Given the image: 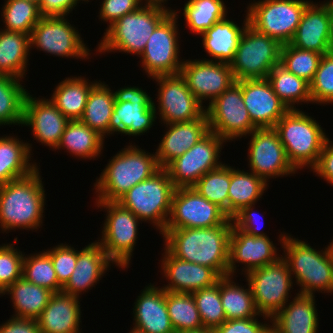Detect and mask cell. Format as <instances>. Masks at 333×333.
Wrapping results in <instances>:
<instances>
[{"label": "cell", "instance_id": "6da1fadb", "mask_svg": "<svg viewBox=\"0 0 333 333\" xmlns=\"http://www.w3.org/2000/svg\"><path fill=\"white\" fill-rule=\"evenodd\" d=\"M232 225L212 228L164 230V247L176 258L212 268L220 277L228 275L229 238Z\"/></svg>", "mask_w": 333, "mask_h": 333}, {"label": "cell", "instance_id": "7a4b0ae2", "mask_svg": "<svg viewBox=\"0 0 333 333\" xmlns=\"http://www.w3.org/2000/svg\"><path fill=\"white\" fill-rule=\"evenodd\" d=\"M39 169L26 177L0 185L2 232L16 229L33 231L42 227L46 194Z\"/></svg>", "mask_w": 333, "mask_h": 333}, {"label": "cell", "instance_id": "3957f363", "mask_svg": "<svg viewBox=\"0 0 333 333\" xmlns=\"http://www.w3.org/2000/svg\"><path fill=\"white\" fill-rule=\"evenodd\" d=\"M278 236V242L284 249V256L281 257L300 287L298 294L315 296V293L321 292L332 295L333 259L328 246L319 251L288 233L281 232Z\"/></svg>", "mask_w": 333, "mask_h": 333}, {"label": "cell", "instance_id": "277c9868", "mask_svg": "<svg viewBox=\"0 0 333 333\" xmlns=\"http://www.w3.org/2000/svg\"><path fill=\"white\" fill-rule=\"evenodd\" d=\"M111 159L94 184L96 201H118L129 189L156 173L160 166L155 153L132 143Z\"/></svg>", "mask_w": 333, "mask_h": 333}, {"label": "cell", "instance_id": "5b68a950", "mask_svg": "<svg viewBox=\"0 0 333 333\" xmlns=\"http://www.w3.org/2000/svg\"><path fill=\"white\" fill-rule=\"evenodd\" d=\"M172 11L169 7L143 4L137 11L124 15L106 28L96 52L119 51L139 57L156 27Z\"/></svg>", "mask_w": 333, "mask_h": 333}, {"label": "cell", "instance_id": "8992f818", "mask_svg": "<svg viewBox=\"0 0 333 333\" xmlns=\"http://www.w3.org/2000/svg\"><path fill=\"white\" fill-rule=\"evenodd\" d=\"M274 129L286 150L291 165L298 171L313 168L328 139L321 125L300 109L288 110Z\"/></svg>", "mask_w": 333, "mask_h": 333}, {"label": "cell", "instance_id": "52a82bcc", "mask_svg": "<svg viewBox=\"0 0 333 333\" xmlns=\"http://www.w3.org/2000/svg\"><path fill=\"white\" fill-rule=\"evenodd\" d=\"M175 186L165 168L129 189L117 202L162 234L167 225Z\"/></svg>", "mask_w": 333, "mask_h": 333}, {"label": "cell", "instance_id": "ba28073f", "mask_svg": "<svg viewBox=\"0 0 333 333\" xmlns=\"http://www.w3.org/2000/svg\"><path fill=\"white\" fill-rule=\"evenodd\" d=\"M96 207L104 209L106 218L101 239L97 240L114 265L129 268L131 256L138 239V224L141 220L117 201H96ZM102 207V208H101Z\"/></svg>", "mask_w": 333, "mask_h": 333}, {"label": "cell", "instance_id": "9c48e42d", "mask_svg": "<svg viewBox=\"0 0 333 333\" xmlns=\"http://www.w3.org/2000/svg\"><path fill=\"white\" fill-rule=\"evenodd\" d=\"M282 44L246 26L230 67L235 81L267 78L280 63Z\"/></svg>", "mask_w": 333, "mask_h": 333}, {"label": "cell", "instance_id": "30bf717a", "mask_svg": "<svg viewBox=\"0 0 333 333\" xmlns=\"http://www.w3.org/2000/svg\"><path fill=\"white\" fill-rule=\"evenodd\" d=\"M311 0H258L247 5L248 23L258 32L289 43Z\"/></svg>", "mask_w": 333, "mask_h": 333}, {"label": "cell", "instance_id": "8fae6325", "mask_svg": "<svg viewBox=\"0 0 333 333\" xmlns=\"http://www.w3.org/2000/svg\"><path fill=\"white\" fill-rule=\"evenodd\" d=\"M113 93L115 104L108 126V136L118 132L136 137L149 132L158 117L152 97L138 86H124L113 90Z\"/></svg>", "mask_w": 333, "mask_h": 333}, {"label": "cell", "instance_id": "7c38bea8", "mask_svg": "<svg viewBox=\"0 0 333 333\" xmlns=\"http://www.w3.org/2000/svg\"><path fill=\"white\" fill-rule=\"evenodd\" d=\"M175 9L156 27L139 56L141 66L151 79L180 74L183 61L179 58L178 14Z\"/></svg>", "mask_w": 333, "mask_h": 333}, {"label": "cell", "instance_id": "4fadbf2b", "mask_svg": "<svg viewBox=\"0 0 333 333\" xmlns=\"http://www.w3.org/2000/svg\"><path fill=\"white\" fill-rule=\"evenodd\" d=\"M205 107L209 130L226 142L247 137L257 127L245 107L242 80L234 82L219 97Z\"/></svg>", "mask_w": 333, "mask_h": 333}, {"label": "cell", "instance_id": "5bb4252c", "mask_svg": "<svg viewBox=\"0 0 333 333\" xmlns=\"http://www.w3.org/2000/svg\"><path fill=\"white\" fill-rule=\"evenodd\" d=\"M245 277L261 315L272 318L291 298L294 279L282 257L275 263L249 271Z\"/></svg>", "mask_w": 333, "mask_h": 333}, {"label": "cell", "instance_id": "9a60e30c", "mask_svg": "<svg viewBox=\"0 0 333 333\" xmlns=\"http://www.w3.org/2000/svg\"><path fill=\"white\" fill-rule=\"evenodd\" d=\"M220 225H233L223 209L201 196L193 187L175 189L165 230Z\"/></svg>", "mask_w": 333, "mask_h": 333}, {"label": "cell", "instance_id": "2e32d148", "mask_svg": "<svg viewBox=\"0 0 333 333\" xmlns=\"http://www.w3.org/2000/svg\"><path fill=\"white\" fill-rule=\"evenodd\" d=\"M225 140L209 131L182 156L170 162L166 171L175 188H190L207 172L220 167L219 161Z\"/></svg>", "mask_w": 333, "mask_h": 333}, {"label": "cell", "instance_id": "e0dca14e", "mask_svg": "<svg viewBox=\"0 0 333 333\" xmlns=\"http://www.w3.org/2000/svg\"><path fill=\"white\" fill-rule=\"evenodd\" d=\"M65 17H41L29 35L30 50L62 58L89 59V47Z\"/></svg>", "mask_w": 333, "mask_h": 333}, {"label": "cell", "instance_id": "ac0fdd59", "mask_svg": "<svg viewBox=\"0 0 333 333\" xmlns=\"http://www.w3.org/2000/svg\"><path fill=\"white\" fill-rule=\"evenodd\" d=\"M158 106L154 104L159 122L165 124L180 123L200 118L205 113V107L195 97L180 75L157 76ZM158 108H157V107ZM158 110V112H157Z\"/></svg>", "mask_w": 333, "mask_h": 333}, {"label": "cell", "instance_id": "d6986e66", "mask_svg": "<svg viewBox=\"0 0 333 333\" xmlns=\"http://www.w3.org/2000/svg\"><path fill=\"white\" fill-rule=\"evenodd\" d=\"M248 148V171L269 182L270 178L284 177L298 172L289 162L286 150L274 128H256Z\"/></svg>", "mask_w": 333, "mask_h": 333}, {"label": "cell", "instance_id": "ffe728a7", "mask_svg": "<svg viewBox=\"0 0 333 333\" xmlns=\"http://www.w3.org/2000/svg\"><path fill=\"white\" fill-rule=\"evenodd\" d=\"M182 60L180 75L202 105L206 100L210 104L236 82L228 63L204 59Z\"/></svg>", "mask_w": 333, "mask_h": 333}, {"label": "cell", "instance_id": "44dd1931", "mask_svg": "<svg viewBox=\"0 0 333 333\" xmlns=\"http://www.w3.org/2000/svg\"><path fill=\"white\" fill-rule=\"evenodd\" d=\"M321 3L306 6L290 45L322 55L333 51V15L329 2Z\"/></svg>", "mask_w": 333, "mask_h": 333}, {"label": "cell", "instance_id": "7402d4cb", "mask_svg": "<svg viewBox=\"0 0 333 333\" xmlns=\"http://www.w3.org/2000/svg\"><path fill=\"white\" fill-rule=\"evenodd\" d=\"M276 248L269 236L255 237L241 231L233 224L229 238L228 275L236 274L238 267L236 263L244 265L245 268L243 267L241 271L244 275L256 268L275 263L281 258Z\"/></svg>", "mask_w": 333, "mask_h": 333}, {"label": "cell", "instance_id": "603a6c76", "mask_svg": "<svg viewBox=\"0 0 333 333\" xmlns=\"http://www.w3.org/2000/svg\"><path fill=\"white\" fill-rule=\"evenodd\" d=\"M68 121L50 99L36 98L27 93L24 100L22 125L32 129L31 135L36 141L55 151Z\"/></svg>", "mask_w": 333, "mask_h": 333}, {"label": "cell", "instance_id": "cb8c5ba5", "mask_svg": "<svg viewBox=\"0 0 333 333\" xmlns=\"http://www.w3.org/2000/svg\"><path fill=\"white\" fill-rule=\"evenodd\" d=\"M164 251L160 267L161 274L168 280V284L162 287L166 291L193 293L213 286L220 278L210 267L176 258L166 248Z\"/></svg>", "mask_w": 333, "mask_h": 333}, {"label": "cell", "instance_id": "d4e9b609", "mask_svg": "<svg viewBox=\"0 0 333 333\" xmlns=\"http://www.w3.org/2000/svg\"><path fill=\"white\" fill-rule=\"evenodd\" d=\"M242 94L250 119L257 128H274L289 110L267 78L242 80Z\"/></svg>", "mask_w": 333, "mask_h": 333}, {"label": "cell", "instance_id": "484cf974", "mask_svg": "<svg viewBox=\"0 0 333 333\" xmlns=\"http://www.w3.org/2000/svg\"><path fill=\"white\" fill-rule=\"evenodd\" d=\"M111 263L114 264L96 240L77 250L75 269L62 287V292L79 298L82 292L91 290L99 283L109 267L111 269Z\"/></svg>", "mask_w": 333, "mask_h": 333}, {"label": "cell", "instance_id": "4316f807", "mask_svg": "<svg viewBox=\"0 0 333 333\" xmlns=\"http://www.w3.org/2000/svg\"><path fill=\"white\" fill-rule=\"evenodd\" d=\"M165 126L167 131L155 152L160 168L182 156L210 131L206 113L198 119Z\"/></svg>", "mask_w": 333, "mask_h": 333}, {"label": "cell", "instance_id": "83f0119b", "mask_svg": "<svg viewBox=\"0 0 333 333\" xmlns=\"http://www.w3.org/2000/svg\"><path fill=\"white\" fill-rule=\"evenodd\" d=\"M158 287L150 283L141 290L132 308L133 326L145 333H175L166 306V290Z\"/></svg>", "mask_w": 333, "mask_h": 333}, {"label": "cell", "instance_id": "f1b7e54d", "mask_svg": "<svg viewBox=\"0 0 333 333\" xmlns=\"http://www.w3.org/2000/svg\"><path fill=\"white\" fill-rule=\"evenodd\" d=\"M315 296L296 293L270 320L273 333H317L319 315Z\"/></svg>", "mask_w": 333, "mask_h": 333}, {"label": "cell", "instance_id": "f546056e", "mask_svg": "<svg viewBox=\"0 0 333 333\" xmlns=\"http://www.w3.org/2000/svg\"><path fill=\"white\" fill-rule=\"evenodd\" d=\"M80 298L54 293L37 319L40 333H81Z\"/></svg>", "mask_w": 333, "mask_h": 333}, {"label": "cell", "instance_id": "4dcf8cb0", "mask_svg": "<svg viewBox=\"0 0 333 333\" xmlns=\"http://www.w3.org/2000/svg\"><path fill=\"white\" fill-rule=\"evenodd\" d=\"M245 16L242 26L226 17L200 34L205 52L212 57L211 59L204 58V60L228 64L234 60L239 40L249 24L247 13Z\"/></svg>", "mask_w": 333, "mask_h": 333}, {"label": "cell", "instance_id": "1f68e13d", "mask_svg": "<svg viewBox=\"0 0 333 333\" xmlns=\"http://www.w3.org/2000/svg\"><path fill=\"white\" fill-rule=\"evenodd\" d=\"M31 146L15 135L0 136V185L26 177L38 169L36 162H30Z\"/></svg>", "mask_w": 333, "mask_h": 333}, {"label": "cell", "instance_id": "d6a6232c", "mask_svg": "<svg viewBox=\"0 0 333 333\" xmlns=\"http://www.w3.org/2000/svg\"><path fill=\"white\" fill-rule=\"evenodd\" d=\"M98 82L96 80L91 82L84 76H78V78L75 76L66 77L55 87L50 100L68 120H80L83 116L90 90Z\"/></svg>", "mask_w": 333, "mask_h": 333}, {"label": "cell", "instance_id": "836d02e7", "mask_svg": "<svg viewBox=\"0 0 333 333\" xmlns=\"http://www.w3.org/2000/svg\"><path fill=\"white\" fill-rule=\"evenodd\" d=\"M29 56L28 34L0 30V76L25 78Z\"/></svg>", "mask_w": 333, "mask_h": 333}, {"label": "cell", "instance_id": "e575fe53", "mask_svg": "<svg viewBox=\"0 0 333 333\" xmlns=\"http://www.w3.org/2000/svg\"><path fill=\"white\" fill-rule=\"evenodd\" d=\"M5 294L12 300L13 317L37 320L54 292L21 277L6 289Z\"/></svg>", "mask_w": 333, "mask_h": 333}, {"label": "cell", "instance_id": "d590c367", "mask_svg": "<svg viewBox=\"0 0 333 333\" xmlns=\"http://www.w3.org/2000/svg\"><path fill=\"white\" fill-rule=\"evenodd\" d=\"M104 141L103 136L86 126L81 120H69L55 150L66 149L70 156L91 160L100 157Z\"/></svg>", "mask_w": 333, "mask_h": 333}, {"label": "cell", "instance_id": "8d00e7d4", "mask_svg": "<svg viewBox=\"0 0 333 333\" xmlns=\"http://www.w3.org/2000/svg\"><path fill=\"white\" fill-rule=\"evenodd\" d=\"M246 282L248 283L247 288L235 283L232 275L220 277V297L226 320L248 319L263 316V320L269 322L271 318L261 315L258 312L251 286L247 280Z\"/></svg>", "mask_w": 333, "mask_h": 333}, {"label": "cell", "instance_id": "74e56055", "mask_svg": "<svg viewBox=\"0 0 333 333\" xmlns=\"http://www.w3.org/2000/svg\"><path fill=\"white\" fill-rule=\"evenodd\" d=\"M246 171L231 166V182L228 190L230 218L243 207L255 205L269 187V183L263 178Z\"/></svg>", "mask_w": 333, "mask_h": 333}, {"label": "cell", "instance_id": "f35d334b", "mask_svg": "<svg viewBox=\"0 0 333 333\" xmlns=\"http://www.w3.org/2000/svg\"><path fill=\"white\" fill-rule=\"evenodd\" d=\"M115 104L114 93L108 84L99 82L90 90L85 110L80 119L86 126L107 137L108 126ZM107 134V135H106Z\"/></svg>", "mask_w": 333, "mask_h": 333}, {"label": "cell", "instance_id": "ab89813d", "mask_svg": "<svg viewBox=\"0 0 333 333\" xmlns=\"http://www.w3.org/2000/svg\"><path fill=\"white\" fill-rule=\"evenodd\" d=\"M273 91L289 110L298 109L295 104L312 103L310 84L290 73L280 63L272 68L267 77Z\"/></svg>", "mask_w": 333, "mask_h": 333}, {"label": "cell", "instance_id": "60d3db41", "mask_svg": "<svg viewBox=\"0 0 333 333\" xmlns=\"http://www.w3.org/2000/svg\"><path fill=\"white\" fill-rule=\"evenodd\" d=\"M183 8L186 27L196 35L225 19L228 13L223 0H188Z\"/></svg>", "mask_w": 333, "mask_h": 333}, {"label": "cell", "instance_id": "b9f144b4", "mask_svg": "<svg viewBox=\"0 0 333 333\" xmlns=\"http://www.w3.org/2000/svg\"><path fill=\"white\" fill-rule=\"evenodd\" d=\"M21 79L0 76V126L23 124L24 100L28 93Z\"/></svg>", "mask_w": 333, "mask_h": 333}, {"label": "cell", "instance_id": "7bdbcfd3", "mask_svg": "<svg viewBox=\"0 0 333 333\" xmlns=\"http://www.w3.org/2000/svg\"><path fill=\"white\" fill-rule=\"evenodd\" d=\"M166 306L175 332L204 329L191 293L166 291Z\"/></svg>", "mask_w": 333, "mask_h": 333}, {"label": "cell", "instance_id": "ee69618b", "mask_svg": "<svg viewBox=\"0 0 333 333\" xmlns=\"http://www.w3.org/2000/svg\"><path fill=\"white\" fill-rule=\"evenodd\" d=\"M230 182L231 166L224 163L204 174L193 188L208 201L218 205L229 216Z\"/></svg>", "mask_w": 333, "mask_h": 333}, {"label": "cell", "instance_id": "f6af8a7d", "mask_svg": "<svg viewBox=\"0 0 333 333\" xmlns=\"http://www.w3.org/2000/svg\"><path fill=\"white\" fill-rule=\"evenodd\" d=\"M1 10L4 30L28 35L42 17L38 5L26 0H5Z\"/></svg>", "mask_w": 333, "mask_h": 333}, {"label": "cell", "instance_id": "bcb514c9", "mask_svg": "<svg viewBox=\"0 0 333 333\" xmlns=\"http://www.w3.org/2000/svg\"><path fill=\"white\" fill-rule=\"evenodd\" d=\"M22 277L54 293L62 291L63 286L57 280L51 257L44 250L37 254L24 255Z\"/></svg>", "mask_w": 333, "mask_h": 333}, {"label": "cell", "instance_id": "7dc6e473", "mask_svg": "<svg viewBox=\"0 0 333 333\" xmlns=\"http://www.w3.org/2000/svg\"><path fill=\"white\" fill-rule=\"evenodd\" d=\"M321 57L322 54L318 52L300 49L287 43L282 45L280 64L290 73L310 84L315 76Z\"/></svg>", "mask_w": 333, "mask_h": 333}, {"label": "cell", "instance_id": "c3c4849f", "mask_svg": "<svg viewBox=\"0 0 333 333\" xmlns=\"http://www.w3.org/2000/svg\"><path fill=\"white\" fill-rule=\"evenodd\" d=\"M191 294L205 329L214 330L226 321L220 297V278L213 286L197 290Z\"/></svg>", "mask_w": 333, "mask_h": 333}, {"label": "cell", "instance_id": "681fc988", "mask_svg": "<svg viewBox=\"0 0 333 333\" xmlns=\"http://www.w3.org/2000/svg\"><path fill=\"white\" fill-rule=\"evenodd\" d=\"M313 103L324 106L333 103V51L321 57L315 76L310 83Z\"/></svg>", "mask_w": 333, "mask_h": 333}, {"label": "cell", "instance_id": "f907efd6", "mask_svg": "<svg viewBox=\"0 0 333 333\" xmlns=\"http://www.w3.org/2000/svg\"><path fill=\"white\" fill-rule=\"evenodd\" d=\"M25 253L15 249L13 243L0 245V295H5L6 289L22 277V265Z\"/></svg>", "mask_w": 333, "mask_h": 333}, {"label": "cell", "instance_id": "816d5d0a", "mask_svg": "<svg viewBox=\"0 0 333 333\" xmlns=\"http://www.w3.org/2000/svg\"><path fill=\"white\" fill-rule=\"evenodd\" d=\"M46 252L51 257L58 282L64 286L75 269L77 250L71 245L60 243Z\"/></svg>", "mask_w": 333, "mask_h": 333}, {"label": "cell", "instance_id": "f5cc1de1", "mask_svg": "<svg viewBox=\"0 0 333 333\" xmlns=\"http://www.w3.org/2000/svg\"><path fill=\"white\" fill-rule=\"evenodd\" d=\"M143 4L142 0H103L98 17L107 24L109 22L110 27L124 15L137 11Z\"/></svg>", "mask_w": 333, "mask_h": 333}, {"label": "cell", "instance_id": "db71d44e", "mask_svg": "<svg viewBox=\"0 0 333 333\" xmlns=\"http://www.w3.org/2000/svg\"><path fill=\"white\" fill-rule=\"evenodd\" d=\"M259 316L248 319L226 320L213 330L214 333H270L271 324L258 321Z\"/></svg>", "mask_w": 333, "mask_h": 333}, {"label": "cell", "instance_id": "11a10c76", "mask_svg": "<svg viewBox=\"0 0 333 333\" xmlns=\"http://www.w3.org/2000/svg\"><path fill=\"white\" fill-rule=\"evenodd\" d=\"M254 206L255 205H249L243 207L231 218L232 222L237 228L245 233H248L249 235H253L255 237H266L268 235L263 231H260L261 227H258L256 224H254V222H258L260 218V215L257 213V211H254Z\"/></svg>", "mask_w": 333, "mask_h": 333}, {"label": "cell", "instance_id": "9f6ffc18", "mask_svg": "<svg viewBox=\"0 0 333 333\" xmlns=\"http://www.w3.org/2000/svg\"><path fill=\"white\" fill-rule=\"evenodd\" d=\"M333 186V142L325 141L316 165L310 169Z\"/></svg>", "mask_w": 333, "mask_h": 333}, {"label": "cell", "instance_id": "6f0895ef", "mask_svg": "<svg viewBox=\"0 0 333 333\" xmlns=\"http://www.w3.org/2000/svg\"><path fill=\"white\" fill-rule=\"evenodd\" d=\"M84 0H41L38 8L42 17H67Z\"/></svg>", "mask_w": 333, "mask_h": 333}, {"label": "cell", "instance_id": "680465c9", "mask_svg": "<svg viewBox=\"0 0 333 333\" xmlns=\"http://www.w3.org/2000/svg\"><path fill=\"white\" fill-rule=\"evenodd\" d=\"M0 333H40L37 320L11 316L0 324Z\"/></svg>", "mask_w": 333, "mask_h": 333}, {"label": "cell", "instance_id": "91938a15", "mask_svg": "<svg viewBox=\"0 0 333 333\" xmlns=\"http://www.w3.org/2000/svg\"><path fill=\"white\" fill-rule=\"evenodd\" d=\"M144 4H150V5H159L162 7H166L164 4H167L168 0H142Z\"/></svg>", "mask_w": 333, "mask_h": 333}, {"label": "cell", "instance_id": "94428289", "mask_svg": "<svg viewBox=\"0 0 333 333\" xmlns=\"http://www.w3.org/2000/svg\"><path fill=\"white\" fill-rule=\"evenodd\" d=\"M175 333H214L211 329H200V330H191V331H180Z\"/></svg>", "mask_w": 333, "mask_h": 333}, {"label": "cell", "instance_id": "6125c7cd", "mask_svg": "<svg viewBox=\"0 0 333 333\" xmlns=\"http://www.w3.org/2000/svg\"><path fill=\"white\" fill-rule=\"evenodd\" d=\"M129 333H145L144 331H142L141 329L133 326V328L130 330Z\"/></svg>", "mask_w": 333, "mask_h": 333}, {"label": "cell", "instance_id": "be15d7a7", "mask_svg": "<svg viewBox=\"0 0 333 333\" xmlns=\"http://www.w3.org/2000/svg\"><path fill=\"white\" fill-rule=\"evenodd\" d=\"M327 246L329 248L330 254H331L332 259H333V239H332V242H329V245H327Z\"/></svg>", "mask_w": 333, "mask_h": 333}, {"label": "cell", "instance_id": "e7e4bbea", "mask_svg": "<svg viewBox=\"0 0 333 333\" xmlns=\"http://www.w3.org/2000/svg\"><path fill=\"white\" fill-rule=\"evenodd\" d=\"M330 4V8H331V11H332V15H333V0H327Z\"/></svg>", "mask_w": 333, "mask_h": 333}, {"label": "cell", "instance_id": "03108f58", "mask_svg": "<svg viewBox=\"0 0 333 333\" xmlns=\"http://www.w3.org/2000/svg\"><path fill=\"white\" fill-rule=\"evenodd\" d=\"M26 1H30V2H33V3L37 4V5H39V3H40L41 0H26Z\"/></svg>", "mask_w": 333, "mask_h": 333}]
</instances>
